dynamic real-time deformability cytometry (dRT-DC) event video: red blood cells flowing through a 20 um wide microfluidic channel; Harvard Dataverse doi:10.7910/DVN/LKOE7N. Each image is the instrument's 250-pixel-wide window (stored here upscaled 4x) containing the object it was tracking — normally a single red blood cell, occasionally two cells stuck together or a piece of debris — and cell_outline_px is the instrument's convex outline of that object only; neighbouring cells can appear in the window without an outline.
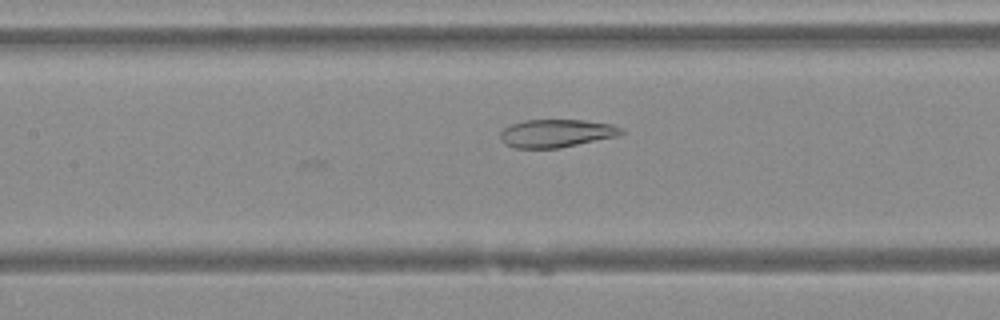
{"species": "Egyptian fruit bat (a non-hibernating species)", "species_latin": "Rousettus aegyptiacus", "temperature_condition": "warm", "stored_images_in_passage": 11, "camera_frame_rate_fps": 3000, "um_per_image_px": 0.085, "animal": {"sex": "female"}, "frame": {"image": 1, "passage_image": 7, "time_ms": 2.0, "image_size_px": [1000, 320], "cell_outline_px": [[624, 132], [620, 136], [560, 148], [516, 148], [504, 144], [500, 140], [500, 132], [508, 124], [524, 120], [584, 120], [612, 124], [620, 128]], "centroid_in_image_um": [47.27, 11.33], "position_along_channel_um": 160.1, "area_um2": 20.0}}
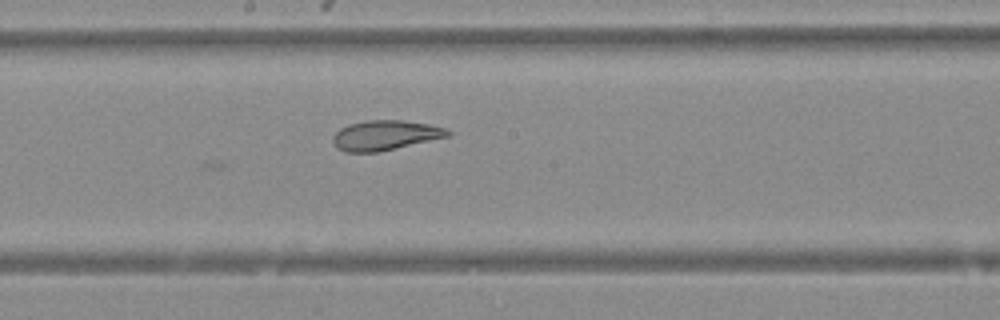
{"frame": {"image": 2, "passage_image": 11, "time_ms": 3.333, "image_size_px": [1000, 320], "cell_outline_px": [[452, 136], [380, 152], [344, 152], [336, 148], [332, 140], [332, 136], [340, 128], [348, 124], [364, 120], [400, 120], [428, 124], [444, 128], [452, 132]], "centroid_in_image_um": [32.73, 11.51], "position_along_channel_um": 215.5, "area_um2": 20.29}}